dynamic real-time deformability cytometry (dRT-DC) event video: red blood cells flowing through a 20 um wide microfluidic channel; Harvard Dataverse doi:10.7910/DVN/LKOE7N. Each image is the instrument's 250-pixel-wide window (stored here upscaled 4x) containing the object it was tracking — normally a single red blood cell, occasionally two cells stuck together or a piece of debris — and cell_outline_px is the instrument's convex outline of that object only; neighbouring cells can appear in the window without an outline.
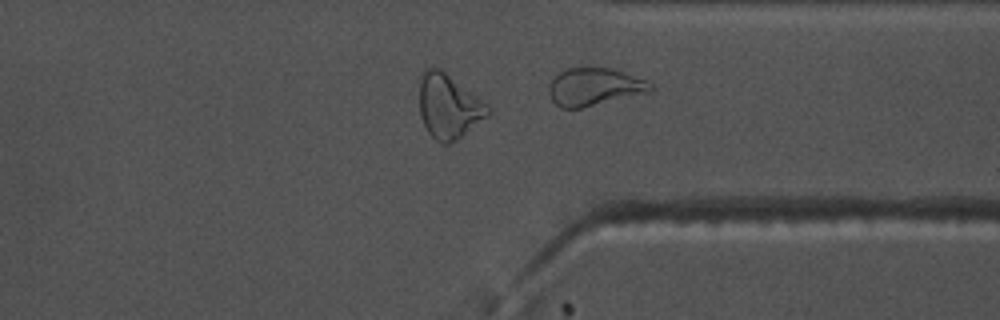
{"species": "common noctule bat (a hibernating species)", "species_latin": "Nyctalus noctula", "temperature_condition": "warm", "stored_images_in_passage": 39, "camera_frame_rate_fps": 3000, "um_per_image_px": 0.085, "animal": {"sex": "male", "body_mass_g": 17.5, "forearm_length_mm": 52.3}, "frame": {"image": 1, "passage_image": 39, "time_ms": 12.667, "image_size_px": [1000, 320], "cell_outline_px": [[656, 88], [652, 92], [580, 108], [560, 108], [552, 100], [548, 88], [552, 80], [560, 72], [568, 68], [612, 68], [648, 80]], "centroid_in_image_um": [50.59, 7.38], "position_along_channel_um": 360.8, "area_um2": 22.37}}